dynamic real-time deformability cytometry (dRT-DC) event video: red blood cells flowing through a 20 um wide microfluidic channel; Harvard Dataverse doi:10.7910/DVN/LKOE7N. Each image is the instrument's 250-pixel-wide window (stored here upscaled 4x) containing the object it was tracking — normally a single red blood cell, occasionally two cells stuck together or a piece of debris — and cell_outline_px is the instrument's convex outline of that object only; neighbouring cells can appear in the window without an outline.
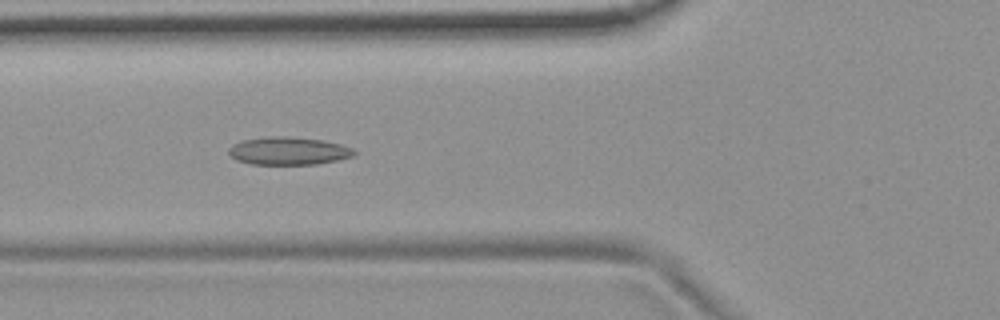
{"species": "common noctule bat (a hibernating species)", "species_latin": "Nyctalus noctula", "temperature_condition": "room temperature", "stored_images_in_passage": 42, "camera_frame_rate_fps": 3000, "um_per_image_px": 0.085, "animal": {"sex": "female", "body_mass_g": 19.9}, "frame": {"image": 1, "passage_image": 8, "time_ms": 2.333, "image_size_px": [1000, 320], "cell_outline_px": [[356, 152], [352, 156], [340, 160], [316, 164], [248, 164], [236, 160], [228, 156], [228, 148], [232, 144], [240, 140], [272, 136], [284, 136], [324, 140], [340, 144], [352, 148]], "centroid_in_image_um": [24.47, 12.83], "position_along_channel_um": 101.3, "area_um2": 20.58}}
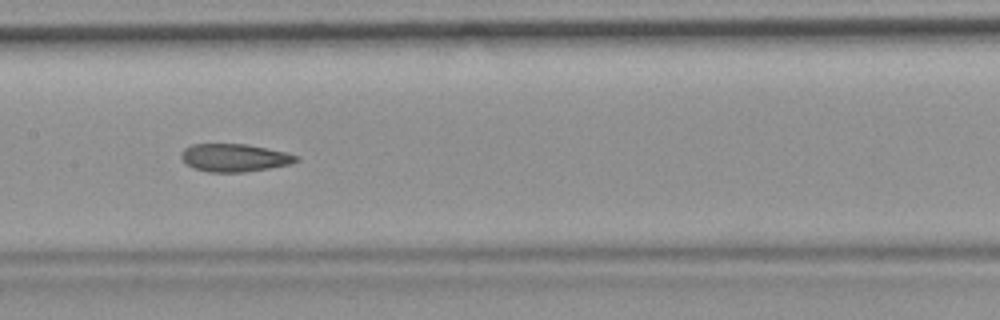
{"frame": {"image": 2, "passage_image": 15, "time_ms": 4.667, "image_size_px": [1000, 320], "cell_outline_px": [[300, 160], [292, 164], [244, 172], [208, 172], [192, 168], [180, 156], [180, 152], [184, 148], [192, 144], [244, 144], [284, 152], [300, 156]], "centroid_in_image_um": [19.92, 13.41], "position_along_channel_um": 187.5, "area_um2": 18.61}}
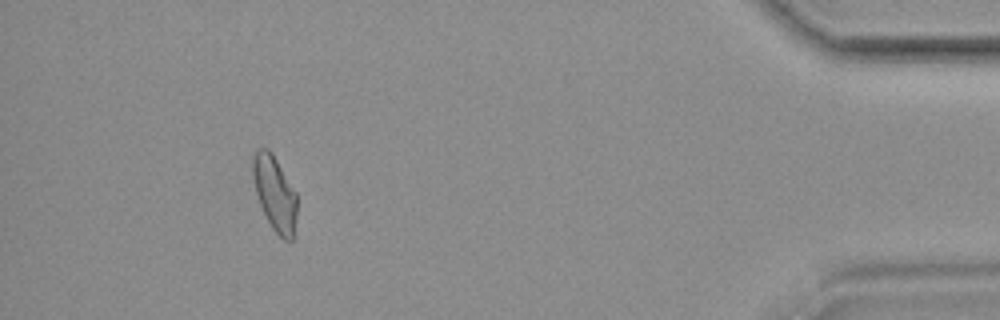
{"frame": {"image": 3, "passage_image": 38, "time_ms": 12.333, "image_size_px": [1000, 320], "cell_outline_px": [[296, 216], [292, 240], [284, 240], [272, 228], [260, 204], [256, 192], [252, 176], [252, 156], [260, 148], [268, 148], [272, 152], [296, 192]], "centroid_in_image_um": [23.34, 16.4], "position_along_channel_um": 411.9, "area_um2": 19.02}, "authors_computed_cell_mechanics": {"area_um2": 19.3919, "velocity_mm_per_s": 3.692, "shape_relaxation_time_tau1_ms": null, "shape_relaxation_time_tau2_ms": 3.7212, "deformation_change_tau1": null, "deformation_change_tau2": 0.1091}}